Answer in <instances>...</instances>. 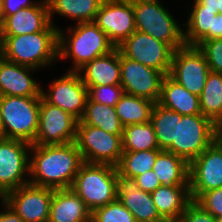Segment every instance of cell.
Masks as SVG:
<instances>
[{"label": "cell", "mask_w": 222, "mask_h": 222, "mask_svg": "<svg viewBox=\"0 0 222 222\" xmlns=\"http://www.w3.org/2000/svg\"><path fill=\"white\" fill-rule=\"evenodd\" d=\"M29 184L53 190L71 189L84 163L75 142L31 145Z\"/></svg>", "instance_id": "obj_1"}, {"label": "cell", "mask_w": 222, "mask_h": 222, "mask_svg": "<svg viewBox=\"0 0 222 222\" xmlns=\"http://www.w3.org/2000/svg\"><path fill=\"white\" fill-rule=\"evenodd\" d=\"M74 26L67 28V34L58 29V60H72L73 67L68 71L77 72L86 63L115 48L94 22L76 23Z\"/></svg>", "instance_id": "obj_2"}, {"label": "cell", "mask_w": 222, "mask_h": 222, "mask_svg": "<svg viewBox=\"0 0 222 222\" xmlns=\"http://www.w3.org/2000/svg\"><path fill=\"white\" fill-rule=\"evenodd\" d=\"M0 55L35 69L52 65L58 59V31L0 36Z\"/></svg>", "instance_id": "obj_3"}, {"label": "cell", "mask_w": 222, "mask_h": 222, "mask_svg": "<svg viewBox=\"0 0 222 222\" xmlns=\"http://www.w3.org/2000/svg\"><path fill=\"white\" fill-rule=\"evenodd\" d=\"M91 212L117 199V169L84 162L71 187Z\"/></svg>", "instance_id": "obj_4"}, {"label": "cell", "mask_w": 222, "mask_h": 222, "mask_svg": "<svg viewBox=\"0 0 222 222\" xmlns=\"http://www.w3.org/2000/svg\"><path fill=\"white\" fill-rule=\"evenodd\" d=\"M41 97L0 96L3 137L32 145L38 131Z\"/></svg>", "instance_id": "obj_5"}, {"label": "cell", "mask_w": 222, "mask_h": 222, "mask_svg": "<svg viewBox=\"0 0 222 222\" xmlns=\"http://www.w3.org/2000/svg\"><path fill=\"white\" fill-rule=\"evenodd\" d=\"M131 1L137 31L168 44L174 51L185 45L183 28L160 1Z\"/></svg>", "instance_id": "obj_6"}, {"label": "cell", "mask_w": 222, "mask_h": 222, "mask_svg": "<svg viewBox=\"0 0 222 222\" xmlns=\"http://www.w3.org/2000/svg\"><path fill=\"white\" fill-rule=\"evenodd\" d=\"M215 140V124L202 114L176 112L175 139L165 150L190 164Z\"/></svg>", "instance_id": "obj_7"}, {"label": "cell", "mask_w": 222, "mask_h": 222, "mask_svg": "<svg viewBox=\"0 0 222 222\" xmlns=\"http://www.w3.org/2000/svg\"><path fill=\"white\" fill-rule=\"evenodd\" d=\"M122 136L123 134H111L79 120L74 142L84 162L116 167L123 153Z\"/></svg>", "instance_id": "obj_8"}, {"label": "cell", "mask_w": 222, "mask_h": 222, "mask_svg": "<svg viewBox=\"0 0 222 222\" xmlns=\"http://www.w3.org/2000/svg\"><path fill=\"white\" fill-rule=\"evenodd\" d=\"M30 148L27 142L0 138V198L29 184Z\"/></svg>", "instance_id": "obj_9"}, {"label": "cell", "mask_w": 222, "mask_h": 222, "mask_svg": "<svg viewBox=\"0 0 222 222\" xmlns=\"http://www.w3.org/2000/svg\"><path fill=\"white\" fill-rule=\"evenodd\" d=\"M78 119L41 96L34 145H63L75 141Z\"/></svg>", "instance_id": "obj_10"}, {"label": "cell", "mask_w": 222, "mask_h": 222, "mask_svg": "<svg viewBox=\"0 0 222 222\" xmlns=\"http://www.w3.org/2000/svg\"><path fill=\"white\" fill-rule=\"evenodd\" d=\"M119 51L144 66L170 73L174 50L166 43L135 30L118 46Z\"/></svg>", "instance_id": "obj_11"}, {"label": "cell", "mask_w": 222, "mask_h": 222, "mask_svg": "<svg viewBox=\"0 0 222 222\" xmlns=\"http://www.w3.org/2000/svg\"><path fill=\"white\" fill-rule=\"evenodd\" d=\"M222 187V141L214 140L206 150L189 164L191 200L204 192Z\"/></svg>", "instance_id": "obj_12"}, {"label": "cell", "mask_w": 222, "mask_h": 222, "mask_svg": "<svg viewBox=\"0 0 222 222\" xmlns=\"http://www.w3.org/2000/svg\"><path fill=\"white\" fill-rule=\"evenodd\" d=\"M210 72L197 46L184 45L173 52L169 75L190 93L201 95Z\"/></svg>", "instance_id": "obj_13"}, {"label": "cell", "mask_w": 222, "mask_h": 222, "mask_svg": "<svg viewBox=\"0 0 222 222\" xmlns=\"http://www.w3.org/2000/svg\"><path fill=\"white\" fill-rule=\"evenodd\" d=\"M47 91L41 88V96L47 103L58 106L78 120L82 118L88 100V88L78 72H65L59 79L52 81Z\"/></svg>", "instance_id": "obj_14"}, {"label": "cell", "mask_w": 222, "mask_h": 222, "mask_svg": "<svg viewBox=\"0 0 222 222\" xmlns=\"http://www.w3.org/2000/svg\"><path fill=\"white\" fill-rule=\"evenodd\" d=\"M53 191L26 184L6 193L1 199L24 222H48Z\"/></svg>", "instance_id": "obj_15"}, {"label": "cell", "mask_w": 222, "mask_h": 222, "mask_svg": "<svg viewBox=\"0 0 222 222\" xmlns=\"http://www.w3.org/2000/svg\"><path fill=\"white\" fill-rule=\"evenodd\" d=\"M94 23L118 47L136 30L132 1L103 0Z\"/></svg>", "instance_id": "obj_16"}, {"label": "cell", "mask_w": 222, "mask_h": 222, "mask_svg": "<svg viewBox=\"0 0 222 222\" xmlns=\"http://www.w3.org/2000/svg\"><path fill=\"white\" fill-rule=\"evenodd\" d=\"M121 86L126 94L149 99L155 103L160 98L165 74L125 57L120 52Z\"/></svg>", "instance_id": "obj_17"}, {"label": "cell", "mask_w": 222, "mask_h": 222, "mask_svg": "<svg viewBox=\"0 0 222 222\" xmlns=\"http://www.w3.org/2000/svg\"><path fill=\"white\" fill-rule=\"evenodd\" d=\"M58 29L59 27L50 23L46 0H38L34 6L22 8L15 14L0 16V36H18Z\"/></svg>", "instance_id": "obj_18"}, {"label": "cell", "mask_w": 222, "mask_h": 222, "mask_svg": "<svg viewBox=\"0 0 222 222\" xmlns=\"http://www.w3.org/2000/svg\"><path fill=\"white\" fill-rule=\"evenodd\" d=\"M117 199L133 214L136 222H166L159 215L151 193L140 190L134 178L118 172Z\"/></svg>", "instance_id": "obj_19"}, {"label": "cell", "mask_w": 222, "mask_h": 222, "mask_svg": "<svg viewBox=\"0 0 222 222\" xmlns=\"http://www.w3.org/2000/svg\"><path fill=\"white\" fill-rule=\"evenodd\" d=\"M34 70L0 55V96L41 97L40 82L31 76Z\"/></svg>", "instance_id": "obj_20"}, {"label": "cell", "mask_w": 222, "mask_h": 222, "mask_svg": "<svg viewBox=\"0 0 222 222\" xmlns=\"http://www.w3.org/2000/svg\"><path fill=\"white\" fill-rule=\"evenodd\" d=\"M77 72L86 86L121 84L120 51L118 47L86 63Z\"/></svg>", "instance_id": "obj_21"}, {"label": "cell", "mask_w": 222, "mask_h": 222, "mask_svg": "<svg viewBox=\"0 0 222 222\" xmlns=\"http://www.w3.org/2000/svg\"><path fill=\"white\" fill-rule=\"evenodd\" d=\"M92 212L71 189L54 190L48 222H91Z\"/></svg>", "instance_id": "obj_22"}, {"label": "cell", "mask_w": 222, "mask_h": 222, "mask_svg": "<svg viewBox=\"0 0 222 222\" xmlns=\"http://www.w3.org/2000/svg\"><path fill=\"white\" fill-rule=\"evenodd\" d=\"M157 103L181 115L202 114L199 96L190 93L169 74L163 78Z\"/></svg>", "instance_id": "obj_23"}, {"label": "cell", "mask_w": 222, "mask_h": 222, "mask_svg": "<svg viewBox=\"0 0 222 222\" xmlns=\"http://www.w3.org/2000/svg\"><path fill=\"white\" fill-rule=\"evenodd\" d=\"M151 196L159 215L166 222H176L191 201L189 185L160 186Z\"/></svg>", "instance_id": "obj_24"}, {"label": "cell", "mask_w": 222, "mask_h": 222, "mask_svg": "<svg viewBox=\"0 0 222 222\" xmlns=\"http://www.w3.org/2000/svg\"><path fill=\"white\" fill-rule=\"evenodd\" d=\"M152 170L162 186L189 185V164L174 153L162 150Z\"/></svg>", "instance_id": "obj_25"}, {"label": "cell", "mask_w": 222, "mask_h": 222, "mask_svg": "<svg viewBox=\"0 0 222 222\" xmlns=\"http://www.w3.org/2000/svg\"><path fill=\"white\" fill-rule=\"evenodd\" d=\"M49 20L52 25L53 15L67 17L77 23L94 22L103 0H46Z\"/></svg>", "instance_id": "obj_26"}, {"label": "cell", "mask_w": 222, "mask_h": 222, "mask_svg": "<svg viewBox=\"0 0 222 222\" xmlns=\"http://www.w3.org/2000/svg\"><path fill=\"white\" fill-rule=\"evenodd\" d=\"M155 102L126 94L116 103L115 109L123 126L130 124H144L150 122Z\"/></svg>", "instance_id": "obj_27"}, {"label": "cell", "mask_w": 222, "mask_h": 222, "mask_svg": "<svg viewBox=\"0 0 222 222\" xmlns=\"http://www.w3.org/2000/svg\"><path fill=\"white\" fill-rule=\"evenodd\" d=\"M80 121L84 124L99 127L111 134H123L124 126L118 119L115 107L93 102L89 97Z\"/></svg>", "instance_id": "obj_28"}, {"label": "cell", "mask_w": 222, "mask_h": 222, "mask_svg": "<svg viewBox=\"0 0 222 222\" xmlns=\"http://www.w3.org/2000/svg\"><path fill=\"white\" fill-rule=\"evenodd\" d=\"M199 101L202 115L216 124L222 118V74H208Z\"/></svg>", "instance_id": "obj_29"}, {"label": "cell", "mask_w": 222, "mask_h": 222, "mask_svg": "<svg viewBox=\"0 0 222 222\" xmlns=\"http://www.w3.org/2000/svg\"><path fill=\"white\" fill-rule=\"evenodd\" d=\"M162 150L123 151L116 166L120 175L135 178L152 170L157 155Z\"/></svg>", "instance_id": "obj_30"}, {"label": "cell", "mask_w": 222, "mask_h": 222, "mask_svg": "<svg viewBox=\"0 0 222 222\" xmlns=\"http://www.w3.org/2000/svg\"><path fill=\"white\" fill-rule=\"evenodd\" d=\"M123 151L160 150L151 122L124 126Z\"/></svg>", "instance_id": "obj_31"}, {"label": "cell", "mask_w": 222, "mask_h": 222, "mask_svg": "<svg viewBox=\"0 0 222 222\" xmlns=\"http://www.w3.org/2000/svg\"><path fill=\"white\" fill-rule=\"evenodd\" d=\"M193 1L189 18L181 25V27L187 26V30H184L185 45H195L209 30H212L213 17L219 13V11L203 10V6L197 0Z\"/></svg>", "instance_id": "obj_32"}, {"label": "cell", "mask_w": 222, "mask_h": 222, "mask_svg": "<svg viewBox=\"0 0 222 222\" xmlns=\"http://www.w3.org/2000/svg\"><path fill=\"white\" fill-rule=\"evenodd\" d=\"M150 122L153 125L159 149L166 150L175 139L176 112L155 103Z\"/></svg>", "instance_id": "obj_33"}, {"label": "cell", "mask_w": 222, "mask_h": 222, "mask_svg": "<svg viewBox=\"0 0 222 222\" xmlns=\"http://www.w3.org/2000/svg\"><path fill=\"white\" fill-rule=\"evenodd\" d=\"M91 222H136L133 214L115 199L92 212Z\"/></svg>", "instance_id": "obj_34"}, {"label": "cell", "mask_w": 222, "mask_h": 222, "mask_svg": "<svg viewBox=\"0 0 222 222\" xmlns=\"http://www.w3.org/2000/svg\"><path fill=\"white\" fill-rule=\"evenodd\" d=\"M88 97L96 103L115 107L116 103L124 95L123 87L118 85L87 86Z\"/></svg>", "instance_id": "obj_35"}, {"label": "cell", "mask_w": 222, "mask_h": 222, "mask_svg": "<svg viewBox=\"0 0 222 222\" xmlns=\"http://www.w3.org/2000/svg\"><path fill=\"white\" fill-rule=\"evenodd\" d=\"M194 46L203 53L210 71L222 74V38L198 41Z\"/></svg>", "instance_id": "obj_36"}, {"label": "cell", "mask_w": 222, "mask_h": 222, "mask_svg": "<svg viewBox=\"0 0 222 222\" xmlns=\"http://www.w3.org/2000/svg\"><path fill=\"white\" fill-rule=\"evenodd\" d=\"M196 202L215 218L222 216V187L204 192Z\"/></svg>", "instance_id": "obj_37"}, {"label": "cell", "mask_w": 222, "mask_h": 222, "mask_svg": "<svg viewBox=\"0 0 222 222\" xmlns=\"http://www.w3.org/2000/svg\"><path fill=\"white\" fill-rule=\"evenodd\" d=\"M176 222H218V220L195 200H191Z\"/></svg>", "instance_id": "obj_38"}, {"label": "cell", "mask_w": 222, "mask_h": 222, "mask_svg": "<svg viewBox=\"0 0 222 222\" xmlns=\"http://www.w3.org/2000/svg\"><path fill=\"white\" fill-rule=\"evenodd\" d=\"M37 2L35 0H0V16L15 14L22 8L34 6Z\"/></svg>", "instance_id": "obj_39"}, {"label": "cell", "mask_w": 222, "mask_h": 222, "mask_svg": "<svg viewBox=\"0 0 222 222\" xmlns=\"http://www.w3.org/2000/svg\"><path fill=\"white\" fill-rule=\"evenodd\" d=\"M134 179L139 189L147 193H152L158 187L162 186L153 170L138 175Z\"/></svg>", "instance_id": "obj_40"}, {"label": "cell", "mask_w": 222, "mask_h": 222, "mask_svg": "<svg viewBox=\"0 0 222 222\" xmlns=\"http://www.w3.org/2000/svg\"><path fill=\"white\" fill-rule=\"evenodd\" d=\"M222 38V14L213 17L212 30H209L199 41Z\"/></svg>", "instance_id": "obj_41"}, {"label": "cell", "mask_w": 222, "mask_h": 222, "mask_svg": "<svg viewBox=\"0 0 222 222\" xmlns=\"http://www.w3.org/2000/svg\"><path fill=\"white\" fill-rule=\"evenodd\" d=\"M0 203L1 206L4 205L2 212L0 211V222H24L1 198Z\"/></svg>", "instance_id": "obj_42"}, {"label": "cell", "mask_w": 222, "mask_h": 222, "mask_svg": "<svg viewBox=\"0 0 222 222\" xmlns=\"http://www.w3.org/2000/svg\"><path fill=\"white\" fill-rule=\"evenodd\" d=\"M202 6L203 10L218 11V0H197Z\"/></svg>", "instance_id": "obj_43"}, {"label": "cell", "mask_w": 222, "mask_h": 222, "mask_svg": "<svg viewBox=\"0 0 222 222\" xmlns=\"http://www.w3.org/2000/svg\"><path fill=\"white\" fill-rule=\"evenodd\" d=\"M215 140L222 141V118L215 124Z\"/></svg>", "instance_id": "obj_44"}, {"label": "cell", "mask_w": 222, "mask_h": 222, "mask_svg": "<svg viewBox=\"0 0 222 222\" xmlns=\"http://www.w3.org/2000/svg\"><path fill=\"white\" fill-rule=\"evenodd\" d=\"M0 137H3V123L1 117V110H0Z\"/></svg>", "instance_id": "obj_45"}, {"label": "cell", "mask_w": 222, "mask_h": 222, "mask_svg": "<svg viewBox=\"0 0 222 222\" xmlns=\"http://www.w3.org/2000/svg\"><path fill=\"white\" fill-rule=\"evenodd\" d=\"M218 11L222 14V0H218Z\"/></svg>", "instance_id": "obj_46"}, {"label": "cell", "mask_w": 222, "mask_h": 222, "mask_svg": "<svg viewBox=\"0 0 222 222\" xmlns=\"http://www.w3.org/2000/svg\"><path fill=\"white\" fill-rule=\"evenodd\" d=\"M218 222H222V216H220L219 218H217Z\"/></svg>", "instance_id": "obj_47"}, {"label": "cell", "mask_w": 222, "mask_h": 222, "mask_svg": "<svg viewBox=\"0 0 222 222\" xmlns=\"http://www.w3.org/2000/svg\"><path fill=\"white\" fill-rule=\"evenodd\" d=\"M144 1H157V2H159V0H144Z\"/></svg>", "instance_id": "obj_48"}]
</instances>
